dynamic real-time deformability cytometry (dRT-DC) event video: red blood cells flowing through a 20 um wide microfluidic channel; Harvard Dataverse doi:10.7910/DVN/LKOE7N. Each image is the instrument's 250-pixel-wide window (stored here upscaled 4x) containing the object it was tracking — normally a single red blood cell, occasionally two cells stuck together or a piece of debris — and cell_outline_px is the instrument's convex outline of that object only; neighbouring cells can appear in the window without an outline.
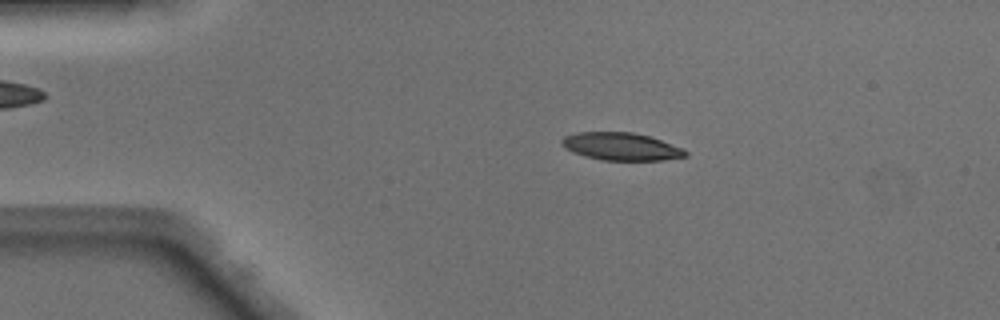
{"species": "Egyptian fruit bat (a non-hibernating species)", "species_latin": "Rousettus aegyptiacus", "temperature_condition": "warm", "stored_images_in_passage": 48, "camera_frame_rate_fps": 3000, "um_per_image_px": 0.085, "animal": {"sex": "male"}, "frame": {"image": 1, "passage_image": 9, "time_ms": 2.667, "image_size_px": [1000, 320], "cell_outline_px": [[688, 156], [664, 160], [600, 160], [584, 156], [572, 152], [564, 148], [560, 144], [560, 140], [564, 136], [576, 132], [632, 132], [648, 136], [684, 148], [688, 152]], "centroid_in_image_um": [52.77, 12.45], "position_along_channel_um": 32.2, "area_um2": 20.11}}
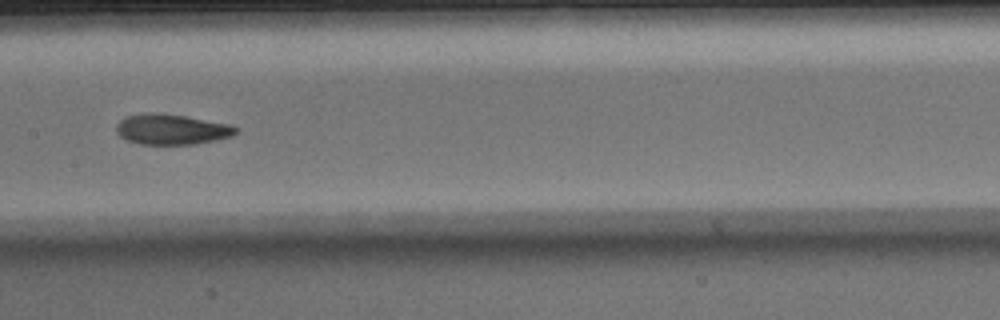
{"frame": {"image": 2, "passage_image": 24, "time_ms": 7.667, "image_size_px": [1000, 320], "cell_outline_px": [[236, 132], [232, 136], [216, 140], [196, 144], [140, 144], [128, 140], [120, 136], [116, 132], [116, 124], [120, 120], [128, 116], [152, 112], [156, 112], [184, 116], [232, 124], [236, 128]], "centroid_in_image_um": [14.59, 10.99], "position_along_channel_um": 192.8, "area_um2": 21.1}}
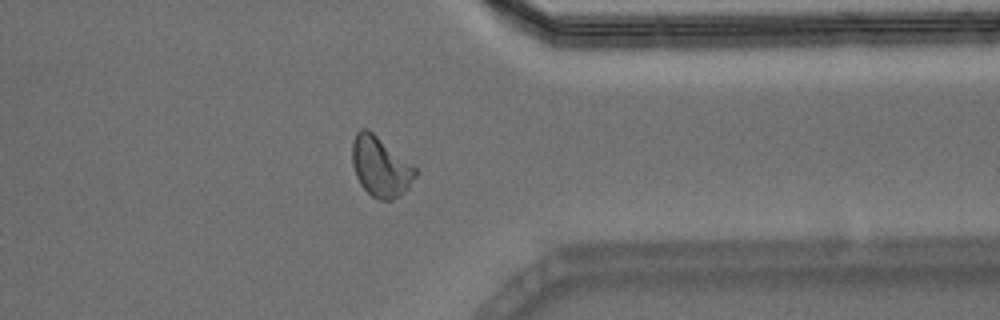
{"frame": {"image": 3, "passage_image": 38, "time_ms": 12.333, "image_size_px": [1000, 320], "cell_outline_px": [[416, 176], [408, 188], [404, 192], [392, 200], [376, 200], [360, 184], [356, 176], [352, 164], [352, 140], [356, 132], [360, 128], [368, 128], [412, 164], [416, 168]], "centroid_in_image_um": [32.32, 14.15], "position_along_channel_um": 379.1, "area_um2": 22.14}, "authors_computed_cell_mechanics": {"area_um2": 21.1548, "velocity_mm_per_s": 4.1306, "shape_relaxation_time_tau1_ms": 4.686, "shape_relaxation_time_tau2_ms": 2.3157, "deformation_change_tau1": 0.1714, "deformation_change_tau2": 0.0855}}